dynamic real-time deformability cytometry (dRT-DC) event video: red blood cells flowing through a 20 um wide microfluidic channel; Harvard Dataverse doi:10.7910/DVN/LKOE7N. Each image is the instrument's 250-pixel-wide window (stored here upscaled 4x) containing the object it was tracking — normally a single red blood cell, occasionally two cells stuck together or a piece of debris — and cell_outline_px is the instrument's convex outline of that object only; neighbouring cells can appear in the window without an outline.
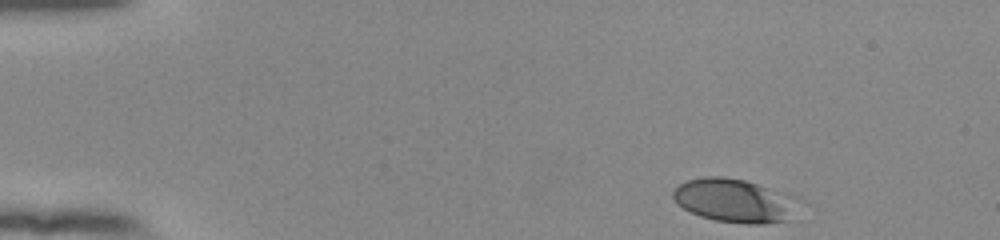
{"species": "human", "species_latin": "Homo sapiens", "temperature_condition": "room temperature", "stored_images_in_passage": 47, "camera_frame_rate_fps": 3000, "um_per_image_px": 0.085, "donor": {"sex": "female"}, "frame": {"image": 1, "passage_image": 1, "time_ms": 0.0, "image_size_px": [1000, 240], "cell_outline_px": [[812, 204], [788, 220], [764, 224], [748, 224], [716, 220], [700, 216], [684, 208], [672, 196], [672, 192], [680, 184], [688, 180], [704, 176], [724, 176], [744, 180], [804, 196]], "centroid_in_image_um": [62.74, 17.05], "position_along_channel_um": 22.3, "area_um2": 33.52}}
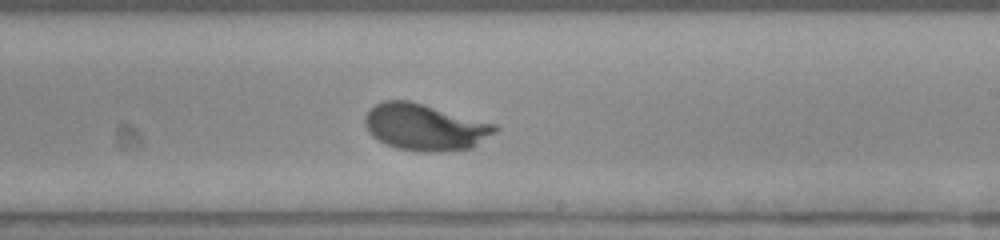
{"frame": {"image": 2, "passage_image": 27, "time_ms": 8.667, "image_size_px": [1000, 240], "cell_outline_px": [[500, 128], [496, 132], [472, 148], [440, 152], [420, 152], [396, 148], [384, 144], [372, 136], [368, 132], [364, 124], [364, 116], [376, 104], [384, 100], [408, 100], [496, 124]], "centroid_in_image_um": [36.11, 10.82], "position_along_channel_um": 252.9, "area_um2": 35.43}}
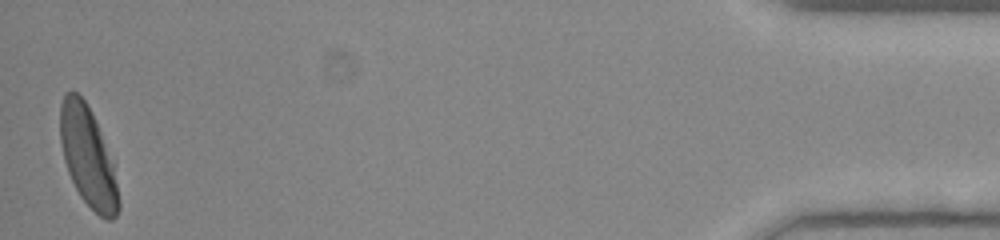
{"frame": {"image": 3, "passage_image": 47, "time_ms": 15.333, "image_size_px": [1000, 240], "cell_outline_px": [[120, 208], [116, 216], [112, 220], [108, 220], [100, 216], [80, 196], [68, 172], [64, 160], [60, 140], [60, 104], [64, 92], [72, 88], [84, 100], [116, 164], [120, 200]], "centroid_in_image_um": [7.5, 13.34], "position_along_channel_um": 427.7, "area_um2": 34.28}, "authors_computed_cell_mechanics": {"area_um2": 33.6396, "velocity_mm_per_s": 3.8623, "shape_relaxation_time_tau1_ms": 2.4494, "shape_relaxation_time_tau2_ms": null, "deformation_change_tau1": 0.1577, "deformation_change_tau2": null}}